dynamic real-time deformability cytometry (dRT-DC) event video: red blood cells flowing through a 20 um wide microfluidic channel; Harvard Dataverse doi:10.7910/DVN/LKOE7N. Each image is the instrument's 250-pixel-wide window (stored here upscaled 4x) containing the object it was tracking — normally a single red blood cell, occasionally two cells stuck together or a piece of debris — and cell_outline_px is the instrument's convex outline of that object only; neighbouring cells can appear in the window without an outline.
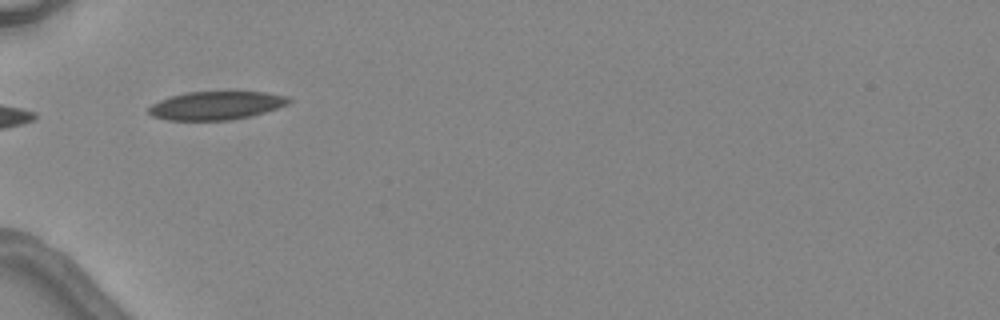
{"species": "common noctule bat (a hibernating species)", "species_latin": "Nyctalus noctula", "temperature_condition": "warm", "stored_images_in_passage": 2, "camera_frame_rate_fps": 3000, "um_per_image_px": 0.085, "animal": {"sex": "female", "body_mass_g": 24.6, "forearm_length_mm": 56.2}, "frame": {"image": 1, "passage_image": 2, "time_ms": 1.0, "image_size_px": [1000, 320], "cell_outline_px": [[292, 100], [288, 104], [252, 116], [228, 120], [168, 120], [152, 116], [148, 112], [148, 108], [152, 104], [160, 100], [172, 96], [188, 92], [268, 92], [288, 96]], "centroid_in_image_um": [18.39, 8.97], "position_along_channel_um": 66.6, "area_um2": 23.06}}